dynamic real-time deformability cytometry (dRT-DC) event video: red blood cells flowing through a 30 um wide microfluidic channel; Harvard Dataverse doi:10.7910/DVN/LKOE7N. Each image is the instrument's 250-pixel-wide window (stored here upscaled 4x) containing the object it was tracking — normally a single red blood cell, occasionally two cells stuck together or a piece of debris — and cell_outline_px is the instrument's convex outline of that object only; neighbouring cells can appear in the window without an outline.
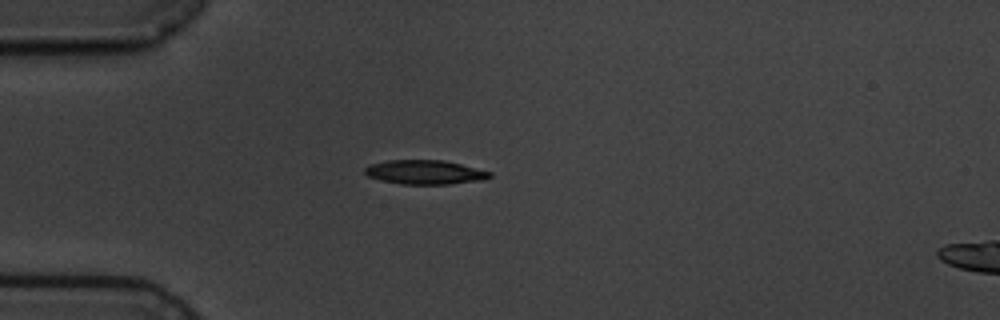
{"species": "common noctule bat (a hibernating species)", "species_latin": "Nyctalus noctula", "temperature_condition": "cold", "stored_images_in_passage": 4, "camera_frame_rate_fps": 3000, "um_per_image_px": 0.085, "animal": {"sex": "male", "body_mass_g": 19.5, "forearm_length_mm": 54.6}, "frame": {"image": 1, "passage_image": 3, "time_ms": 3.0, "image_size_px": [1000, 320], "cell_outline_px": [[492, 176], [484, 180], [448, 184], [400, 184], [380, 180], [368, 176], [364, 172], [364, 168], [368, 164], [388, 160], [444, 160], [492, 172]], "centroid_in_image_um": [36.1, 14.63], "position_along_channel_um": 48.9, "area_um2": 17.69}}